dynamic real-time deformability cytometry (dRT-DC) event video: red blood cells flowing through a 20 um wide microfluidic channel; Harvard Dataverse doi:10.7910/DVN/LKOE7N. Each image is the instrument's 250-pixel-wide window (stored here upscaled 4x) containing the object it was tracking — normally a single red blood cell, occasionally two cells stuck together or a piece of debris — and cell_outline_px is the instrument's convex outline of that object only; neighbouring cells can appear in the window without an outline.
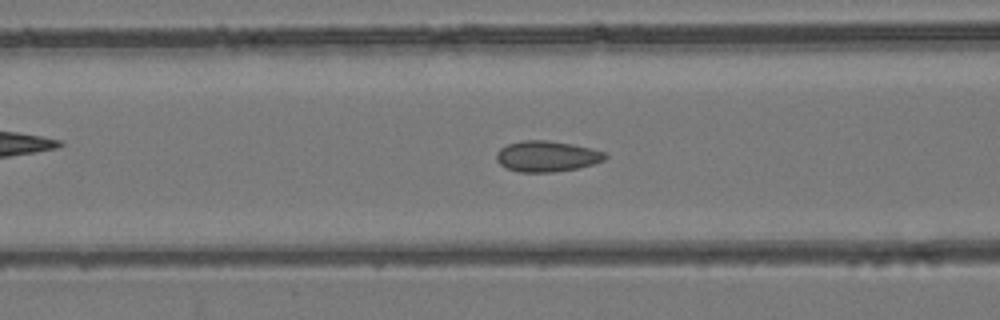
{"species": "common noctule bat (a hibernating species)", "species_latin": "Nyctalus noctula", "temperature_condition": "room temperature", "stored_images_in_passage": 52, "camera_frame_rate_fps": 3000, "um_per_image_px": 0.085, "animal": {"sex": "female", "body_mass_g": 24.6, "forearm_length_mm": 56.2}, "frame": {"image": 1, "passage_image": 21, "time_ms": 6.667, "image_size_px": [1000, 320], "cell_outline_px": [[608, 156], [604, 160], [592, 164], [576, 168], [552, 172], [520, 172], [504, 168], [496, 160], [496, 152], [500, 148], [508, 144], [524, 140], [548, 140], [572, 144], [592, 148], [604, 152]], "centroid_in_image_um": [46.45, 13.28], "position_along_channel_um": 120.2, "area_um2": 19.54}}
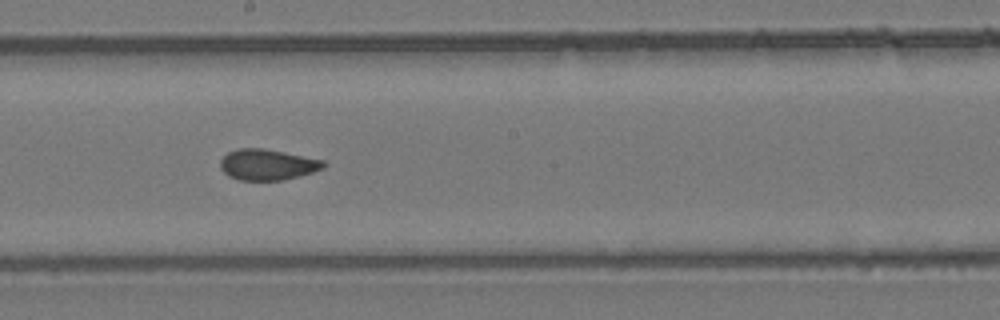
{"frame": {"image": 2, "passage_image": 29, "time_ms": 9.333, "image_size_px": [1000, 320], "cell_outline_px": [[328, 164], [324, 168], [300, 176], [284, 180], [240, 180], [228, 176], [220, 168], [220, 160], [228, 152], [240, 148], [264, 148], [324, 160]], "centroid_in_image_um": [22.75, 13.99], "position_along_channel_um": 225.5, "area_um2": 18.67}}
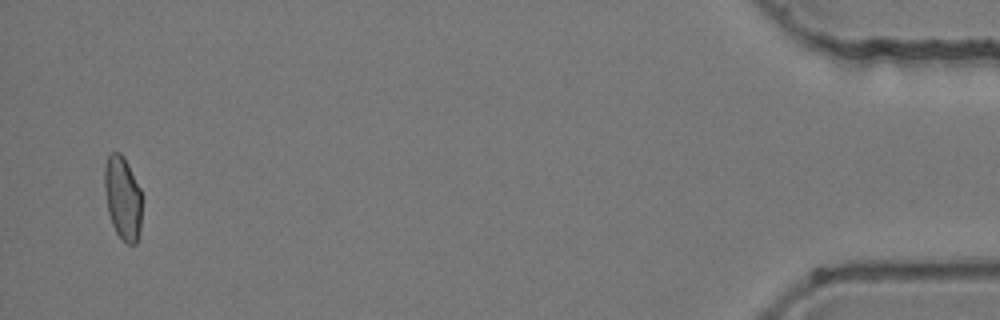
{"frame": {"image": 3, "passage_image": 51, "time_ms": 16.667, "image_size_px": [1000, 320], "cell_outline_px": [[140, 232], [136, 244], [128, 244], [116, 232], [112, 224], [108, 212], [104, 188], [104, 168], [108, 156], [112, 152], [120, 152], [124, 156], [140, 188]], "centroid_in_image_um": [10.41, 16.8], "position_along_channel_um": 424.8, "area_um2": 18.03}, "authors_computed_cell_mechanics": {"area_um2": 19.0162, "velocity_mm_per_s": 3.9523, "shape_relaxation_time_tau1_ms": null, "shape_relaxation_time_tau2_ms": 1.0278, "deformation_change_tau1": null, "deformation_change_tau2": 0.049}}